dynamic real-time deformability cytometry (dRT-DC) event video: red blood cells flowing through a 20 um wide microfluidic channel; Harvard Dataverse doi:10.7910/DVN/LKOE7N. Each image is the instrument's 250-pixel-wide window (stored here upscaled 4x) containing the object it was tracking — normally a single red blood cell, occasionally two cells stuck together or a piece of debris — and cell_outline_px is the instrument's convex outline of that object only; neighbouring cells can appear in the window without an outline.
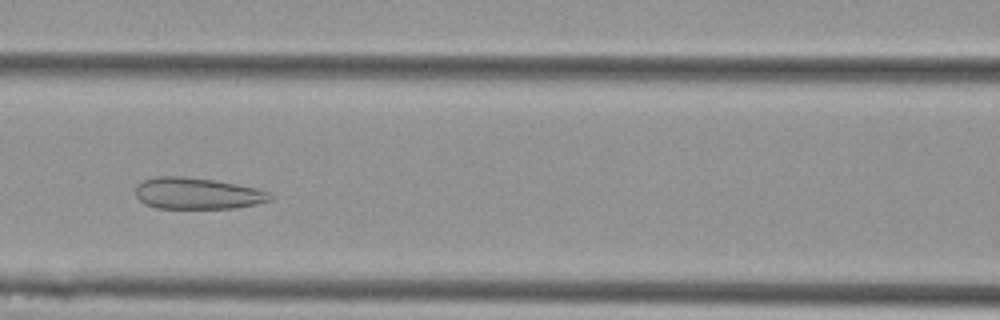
{"species": "Egyptian fruit bat (a non-hibernating species)", "species_latin": "Rousettus aegyptiacus", "temperature_condition": "cold", "stored_images_in_passage": 49, "camera_frame_rate_fps": 3000, "um_per_image_px": 0.085, "animal": {"sex": "female"}, "frame": {"image": 1, "passage_image": 18, "time_ms": 5.667, "image_size_px": [1000, 320], "cell_outline_px": [[272, 200], [256, 204], [232, 208], [156, 208], [144, 204], [136, 196], [136, 184], [144, 180], [156, 176], [184, 176], [212, 180], [236, 184], [256, 188], [268, 192], [272, 196]], "centroid_in_image_um": [16.74, 16.44], "position_along_channel_um": 149.9, "area_um2": 24.62}}
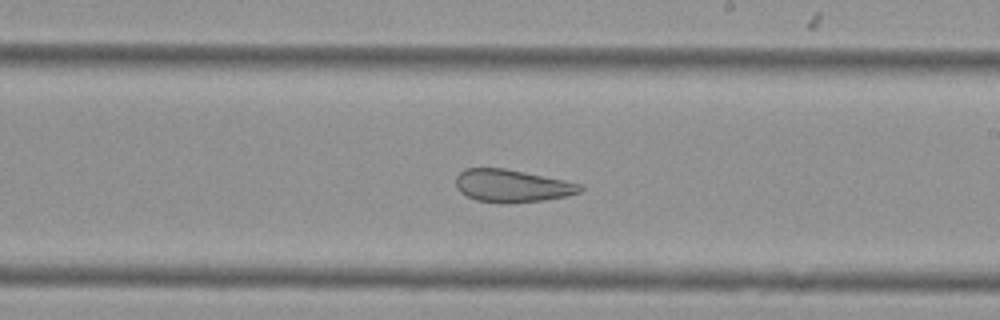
{"frame": {"image": 2, "passage_image": 26, "time_ms": 8.333, "image_size_px": [1000, 320], "cell_outline_px": [[584, 188], [580, 192], [568, 196], [544, 200], [500, 204], [476, 200], [460, 192], [456, 188], [456, 176], [464, 168], [504, 168], [584, 184]], "centroid_in_image_um": [43.53, 15.8], "position_along_channel_um": 245.5, "area_um2": 23.81}}
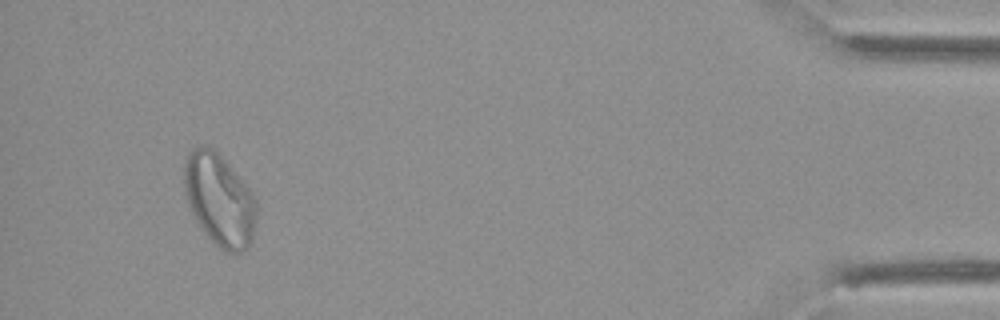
{"frame": {"image": 3, "passage_image": 46, "time_ms": 15.0, "image_size_px": [1000, 320], "cell_outline_px": [[256, 224], [252, 240], [248, 248], [240, 252], [224, 252], [208, 236], [196, 220], [188, 204], [184, 192], [184, 160], [188, 152], [192, 148], [212, 148], [224, 160], [256, 196]], "centroid_in_image_um": [18.66, 17.01], "position_along_channel_um": 416.5, "area_um2": 38.55}}